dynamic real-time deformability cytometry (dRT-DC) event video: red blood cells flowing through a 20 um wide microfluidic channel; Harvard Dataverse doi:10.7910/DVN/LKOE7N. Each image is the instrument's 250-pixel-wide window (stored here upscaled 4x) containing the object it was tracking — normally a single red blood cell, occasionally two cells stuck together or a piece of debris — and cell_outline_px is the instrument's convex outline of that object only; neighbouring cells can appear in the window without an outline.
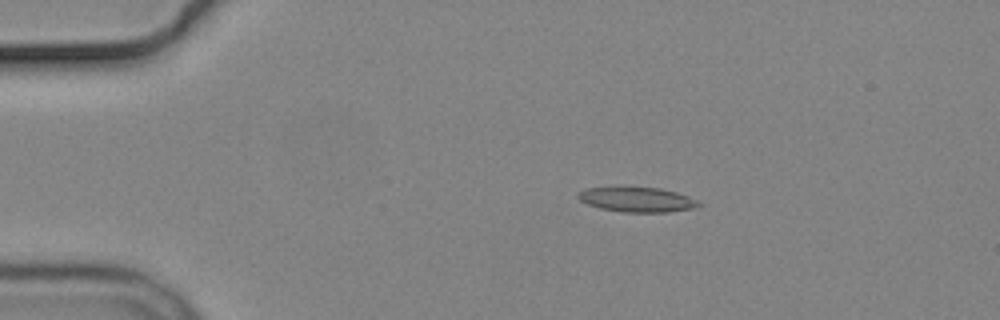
{"species": "common noctule bat (a hibernating species)", "species_latin": "Nyctalus noctula", "temperature_condition": "cold", "stored_images_in_passage": 5, "camera_frame_rate_fps": 3000, "um_per_image_px": 0.085, "animal": {"sex": "male", "body_mass_g": 19.2, "forearm_length_mm": 51.8}, "frame": {"image": 1, "passage_image": 3, "time_ms": 2.333, "image_size_px": [1000, 320], "cell_outline_px": [[704, 204], [696, 208], [668, 212], [624, 212], [600, 208], [588, 204], [580, 200], [576, 196], [584, 188], [620, 184], [624, 184], [660, 188], [676, 192], [688, 196]], "centroid_in_image_um": [54.11, 16.91], "position_along_channel_um": 30.9, "area_um2": 18.38}}